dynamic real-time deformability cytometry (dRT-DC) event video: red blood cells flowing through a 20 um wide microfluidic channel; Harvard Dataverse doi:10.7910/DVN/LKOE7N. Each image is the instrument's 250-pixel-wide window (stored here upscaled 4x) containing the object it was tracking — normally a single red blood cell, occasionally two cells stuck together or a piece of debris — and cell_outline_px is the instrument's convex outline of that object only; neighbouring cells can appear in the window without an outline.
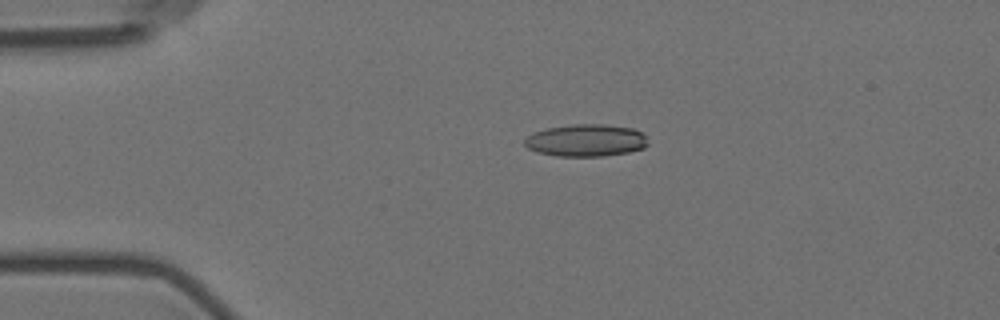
{"species": "Egyptian fruit bat (a non-hibernating species)", "species_latin": "Rousettus aegyptiacus", "temperature_condition": "room temperature", "stored_images_in_passage": 7, "camera_frame_rate_fps": 3000, "um_per_image_px": 0.085, "animal": {"sex": "female"}, "frame": {"image": 1, "passage_image": 4, "time_ms": 3.333, "image_size_px": [1000, 320], "cell_outline_px": [[648, 144], [644, 148], [628, 152], [600, 156], [556, 156], [536, 152], [528, 148], [524, 144], [524, 140], [532, 132], [548, 128], [572, 124], [604, 124], [632, 128], [644, 132]], "centroid_in_image_um": [49.81, 11.93], "position_along_channel_um": 35.2, "area_um2": 23.29}}
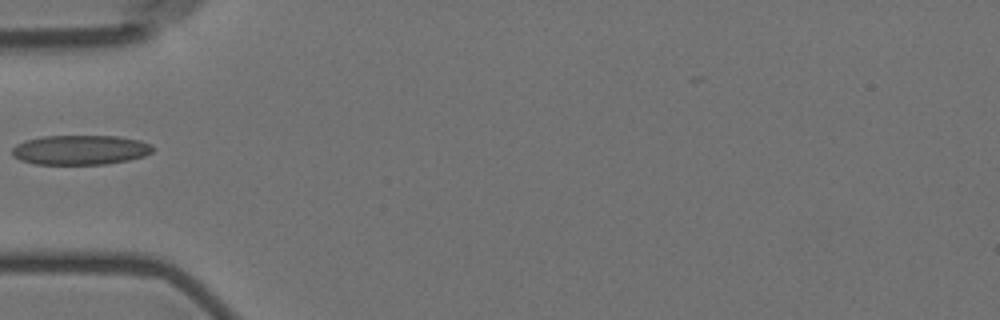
{"frame": {"image": 2, "passage_image": 6, "time_ms": 5.667, "image_size_px": [1000, 320], "cell_outline_px": [[152, 152], [144, 156], [128, 160], [104, 164], [36, 164], [20, 160], [12, 156], [12, 148], [16, 144], [24, 140], [40, 136], [120, 136], [140, 140], [148, 144], [152, 148]], "centroid_in_image_um": [6.77, 12.73], "position_along_channel_um": 78.2, "area_um2": 24.33}}
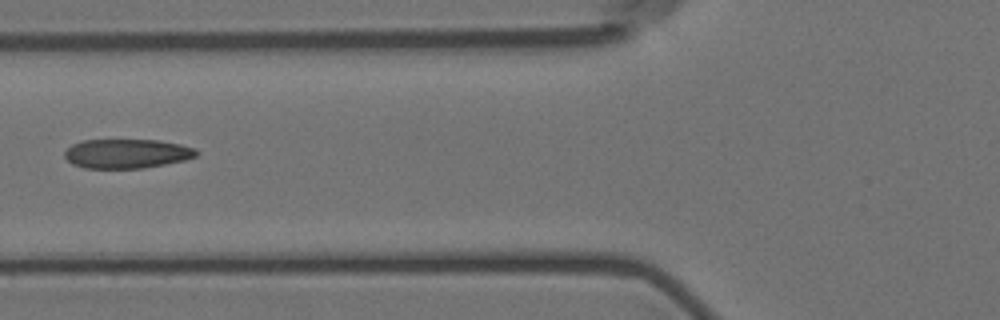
{"frame": {"image": 3, "passage_image": 7, "time_ms": 6.667, "image_size_px": [1000, 320], "cell_outline_px": [[200, 152], [196, 156], [184, 160], [144, 168], [84, 168], [72, 164], [64, 156], [64, 152], [72, 144], [84, 140], [160, 140], [180, 144], [196, 148]], "centroid_in_image_um": [10.79, 13.05], "position_along_channel_um": 115.0, "area_um2": 22.54}}